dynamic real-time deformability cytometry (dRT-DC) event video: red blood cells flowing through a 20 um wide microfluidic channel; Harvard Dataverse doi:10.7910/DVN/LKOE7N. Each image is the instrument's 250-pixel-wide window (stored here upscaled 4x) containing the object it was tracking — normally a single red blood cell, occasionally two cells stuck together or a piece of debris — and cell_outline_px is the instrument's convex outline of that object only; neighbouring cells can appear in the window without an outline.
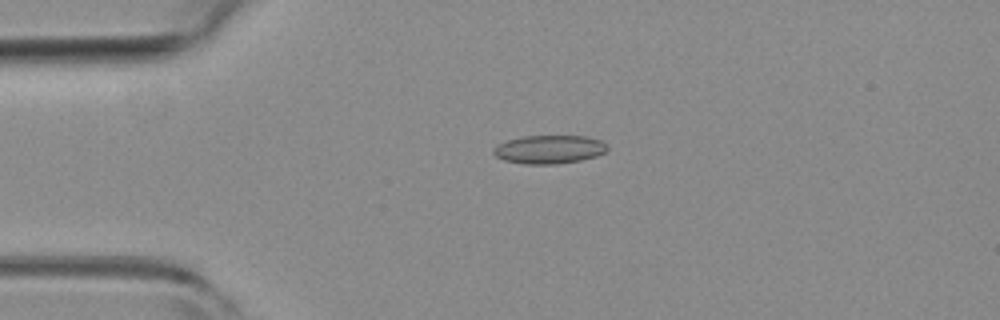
{"species": "common noctule bat (a hibernating species)", "species_latin": "Nyctalus noctula", "temperature_condition": "room temperature", "stored_images_in_passage": 3, "camera_frame_rate_fps": 3000, "um_per_image_px": 0.085, "animal": {"sex": "female", "body_mass_g": 19.3, "forearm_length_mm": 54.1}, "frame": {"image": 1, "passage_image": 2, "time_ms": 0.333, "image_size_px": [1000, 320], "cell_outline_px": [[608, 148], [604, 152], [596, 156], [580, 160], [556, 164], [524, 164], [504, 160], [496, 156], [492, 152], [496, 144], [508, 140], [524, 136], [588, 136], [600, 140]], "centroid_in_image_um": [46.65, 12.7], "position_along_channel_um": 38.3, "area_um2": 18.79}}